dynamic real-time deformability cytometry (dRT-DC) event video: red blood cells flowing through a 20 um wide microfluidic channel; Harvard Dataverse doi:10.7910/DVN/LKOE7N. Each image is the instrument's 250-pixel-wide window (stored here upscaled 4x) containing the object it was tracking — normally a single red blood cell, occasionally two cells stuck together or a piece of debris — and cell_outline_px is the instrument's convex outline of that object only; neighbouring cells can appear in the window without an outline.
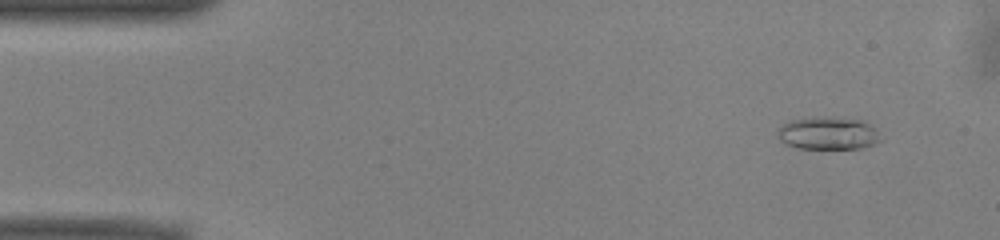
{"species": "common noctule bat (a hibernating species)", "species_latin": "Nyctalus noctula", "temperature_condition": "warm", "stored_images_in_passage": 51, "camera_frame_rate_fps": 3000, "um_per_image_px": 0.085, "animal": {"sex": "male", "body_mass_g": 13.0, "forearm_length_mm": 53.1}, "frame": {"image": 1, "passage_image": 4, "time_ms": 1.0, "image_size_px": [1000, 240], "cell_outline_px": [[884, 140], [860, 148], [796, 148], [784, 144], [776, 136], [780, 128], [788, 120], [816, 116], [832, 116], [864, 120], [876, 128]], "centroid_in_image_um": [70.41, 11.3], "position_along_channel_um": 14.6, "area_um2": 20.11}}
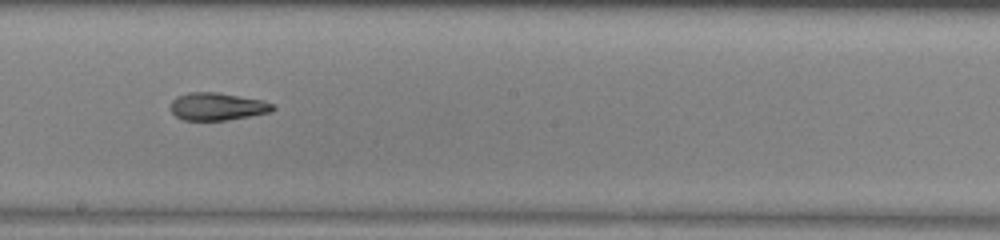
{"frame": {"image": 2, "passage_image": 28, "time_ms": 9.0, "image_size_px": [1000, 240], "cell_outline_px": [[276, 108], [272, 112], [228, 120], [184, 120], [176, 116], [172, 112], [172, 100], [176, 96], [188, 92], [216, 92], [264, 100], [276, 104]], "centroid_in_image_um": [18.53, 9.05], "position_along_channel_um": 229.7, "area_um2": 16.59}}
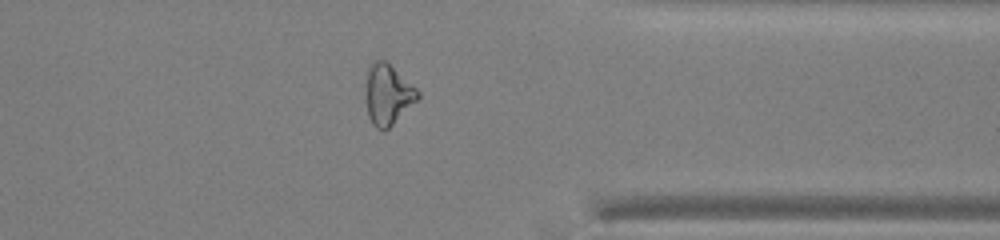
{"frame": {"image": 3, "passage_image": 40, "time_ms": 13.0, "image_size_px": [1000, 240], "cell_outline_px": [[420, 96], [384, 132], [376, 128], [372, 124], [368, 116], [368, 64], [372, 60], [384, 60], [416, 88], [420, 92]], "centroid_in_image_um": [32.97, 8.03], "position_along_channel_um": 378.4, "area_um2": 17.57}, "authors_computed_cell_mechanics": {"area_um2": 18.207, "velocity_mm_per_s": 3.9776, "shape_relaxation_time_tau1_ms": 9.2843, "shape_relaxation_time_tau2_ms": 7.1762, "deformation_change_tau1": 0.2508, "deformation_change_tau2": 0.1449}}